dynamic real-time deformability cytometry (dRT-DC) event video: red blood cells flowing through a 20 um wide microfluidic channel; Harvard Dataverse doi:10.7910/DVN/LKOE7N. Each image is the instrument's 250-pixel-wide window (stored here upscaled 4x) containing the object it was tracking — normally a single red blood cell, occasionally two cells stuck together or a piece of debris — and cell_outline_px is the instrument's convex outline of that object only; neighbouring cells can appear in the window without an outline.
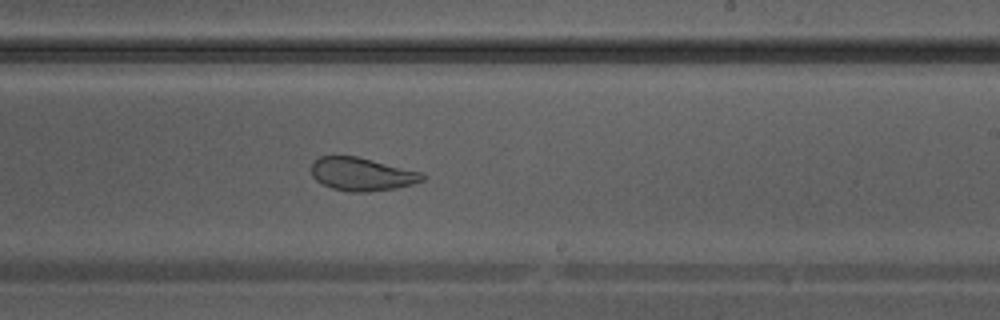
{"species": "Egyptian fruit bat (a non-hibernating species)", "species_latin": "Rousettus aegyptiacus", "temperature_condition": "warm", "stored_images_in_passage": 28, "camera_frame_rate_fps": 3000, "um_per_image_px": 0.085, "animal": {"sex": "male"}, "frame": {"image": 1, "passage_image": 13, "time_ms": 4.0, "image_size_px": [1000, 320], "cell_outline_px": [[428, 176], [424, 180], [412, 184], [396, 188], [364, 192], [348, 192], [332, 188], [316, 180], [312, 176], [312, 164], [320, 156], [356, 156], [424, 172]], "centroid_in_image_um": [30.81, 14.8], "position_along_channel_um": 258.2, "area_um2": 21.5}}
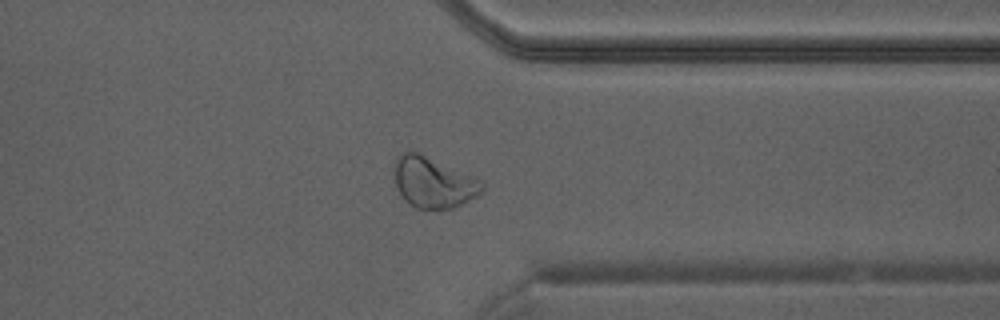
{"frame": {"image": 2, "passage_image": 20, "time_ms": 6.333, "image_size_px": [1000, 320], "cell_outline_px": [[484, 192], [452, 208], [436, 212], [416, 208], [404, 200], [396, 184], [392, 160], [404, 152], [420, 152], [480, 180], [484, 184]], "centroid_in_image_um": [36.8, 15.53], "position_along_channel_um": 374.6, "area_um2": 26.3}}